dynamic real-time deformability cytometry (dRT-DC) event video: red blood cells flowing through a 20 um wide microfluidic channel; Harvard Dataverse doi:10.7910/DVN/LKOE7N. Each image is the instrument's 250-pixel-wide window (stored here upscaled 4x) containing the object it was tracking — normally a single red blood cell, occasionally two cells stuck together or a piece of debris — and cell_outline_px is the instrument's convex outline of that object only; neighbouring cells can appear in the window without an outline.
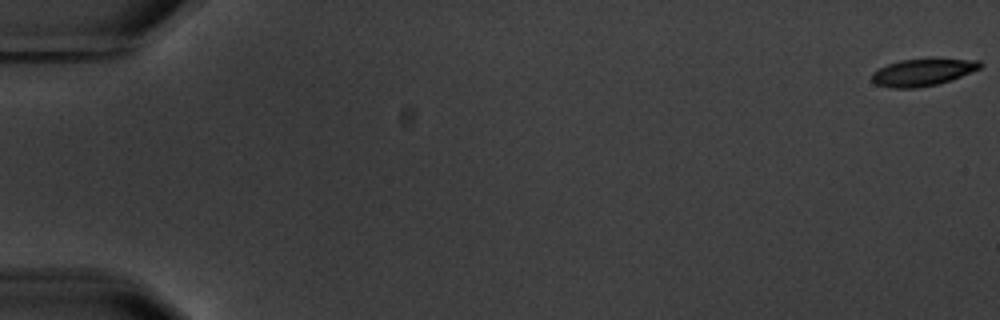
{"species": "common noctule bat (a hibernating species)", "species_latin": "Nyctalus noctula", "temperature_condition": "warm", "stored_images_in_passage": 7, "camera_frame_rate_fps": 3000, "um_per_image_px": 0.085, "animal": {"sex": "male", "body_mass_g": 20.1, "forearm_length_mm": 53.5}, "frame": {"image": 1, "passage_image": 1, "time_ms": 0.0, "image_size_px": [1000, 320], "cell_outline_px": [[984, 64], [980, 68], [952, 80], [936, 84], [916, 88], [892, 88], [876, 84], [872, 80], [872, 72], [888, 64], [900, 60], [932, 56], [980, 60]], "centroid_in_image_um": [78.5, 6.09], "position_along_channel_um": 6.5, "area_um2": 17.8}}
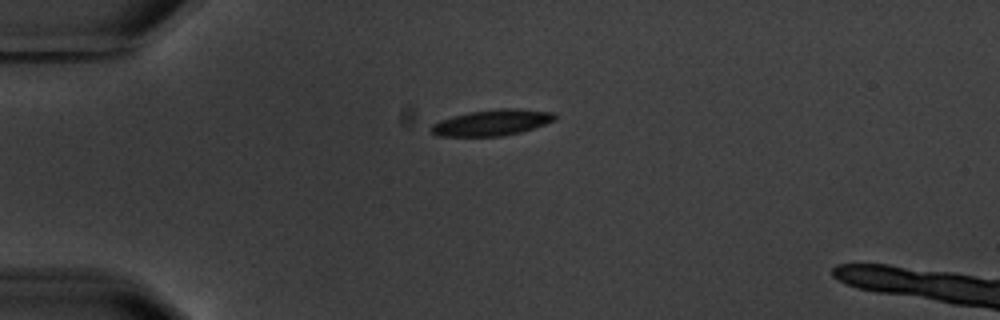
{"frame": {"image": 2, "passage_image": 5, "time_ms": 5.0, "image_size_px": [1000, 320], "cell_outline_px": [[556, 120], [520, 132], [504, 136], [436, 136], [428, 128], [432, 124], [440, 120], [468, 112], [496, 108], [512, 108], [556, 112]], "centroid_in_image_um": [41.81, 10.41], "position_along_channel_um": 43.2, "area_um2": 18.84}}